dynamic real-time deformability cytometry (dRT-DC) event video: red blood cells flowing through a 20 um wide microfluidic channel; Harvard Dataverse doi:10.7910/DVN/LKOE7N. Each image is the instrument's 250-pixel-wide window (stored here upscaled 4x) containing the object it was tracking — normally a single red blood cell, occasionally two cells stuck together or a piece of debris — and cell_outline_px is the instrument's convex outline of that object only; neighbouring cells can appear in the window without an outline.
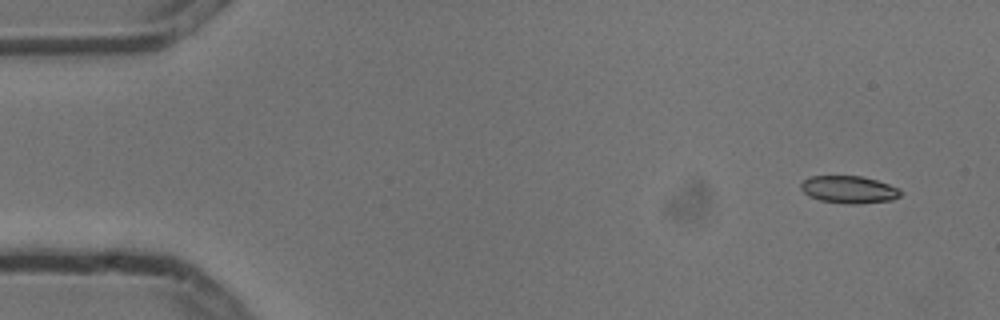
{"species": "common noctule bat (a hibernating species)", "species_latin": "Nyctalus noctula", "temperature_condition": "cold", "stored_images_in_passage": 8, "camera_frame_rate_fps": 3000, "um_per_image_px": 0.085, "animal": {"sex": "male", "body_mass_g": 13.3}, "frame": {"image": 1, "passage_image": 1, "time_ms": 0.0, "image_size_px": [1000, 320], "cell_outline_px": [[900, 196], [892, 200], [856, 204], [848, 204], [820, 200], [808, 196], [800, 188], [800, 184], [804, 180], [812, 176], [860, 176], [876, 180], [888, 184], [896, 188], [900, 192]], "centroid_in_image_um": [72.12, 16.11], "position_along_channel_um": 12.9, "area_um2": 15.72}}
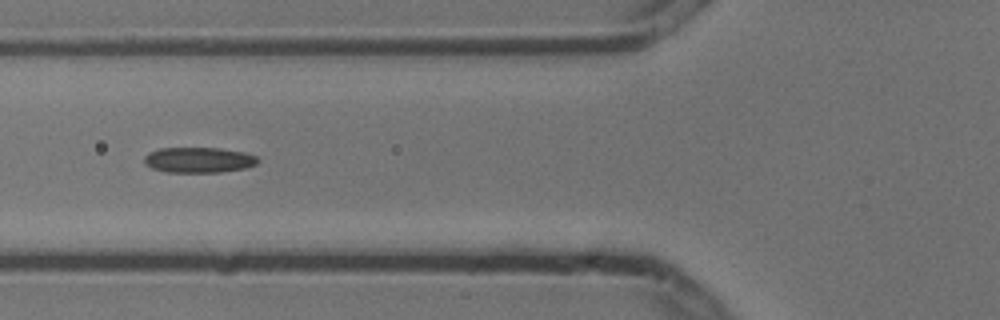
{"frame": {"image": 2, "passage_image": 6, "time_ms": 1.667, "image_size_px": [1000, 320], "cell_outline_px": [[260, 160], [256, 164], [248, 168], [220, 172], [168, 172], [152, 168], [144, 164], [144, 156], [148, 152], [160, 148], [220, 148], [244, 152], [256, 156]], "centroid_in_image_um": [16.9, 13.59], "position_along_channel_um": 108.9, "area_um2": 16.99}}
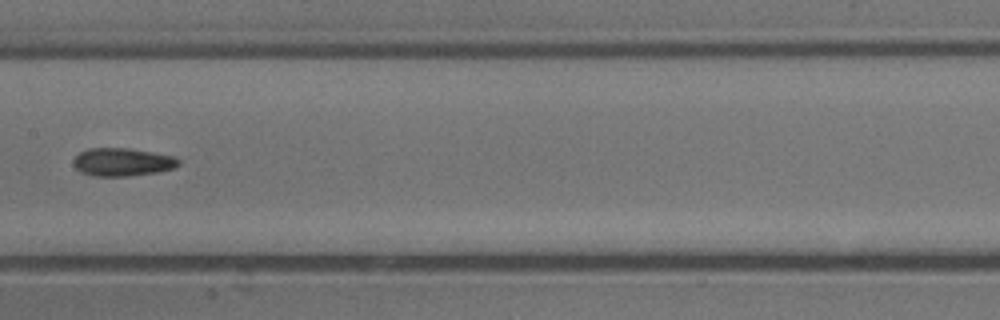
{"frame": {"image": 3, "passage_image": 8, "time_ms": 2.333, "image_size_px": [1000, 320], "cell_outline_px": [[180, 164], [172, 168], [156, 172], [128, 176], [92, 176], [80, 172], [72, 164], [72, 160], [80, 152], [88, 148], [128, 148], [176, 156], [180, 160]], "centroid_in_image_um": [10.38, 13.77], "position_along_channel_um": 197.0, "area_um2": 17.28}}